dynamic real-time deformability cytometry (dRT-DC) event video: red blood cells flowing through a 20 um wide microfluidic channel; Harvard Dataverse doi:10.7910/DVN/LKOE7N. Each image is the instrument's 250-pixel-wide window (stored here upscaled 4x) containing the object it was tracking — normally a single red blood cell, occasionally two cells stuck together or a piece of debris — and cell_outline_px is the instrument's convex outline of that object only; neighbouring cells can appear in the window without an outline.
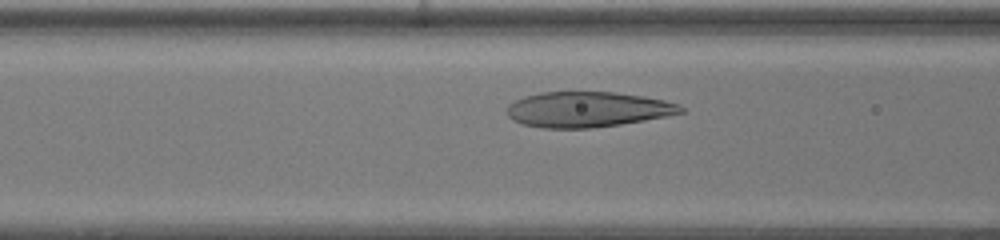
{"species": "human", "species_latin": "Homo sapiens", "temperature_condition": "warm", "stored_images_in_passage": 32, "camera_frame_rate_fps": 3000, "um_per_image_px": 0.085, "donor": {"sex": "female"}, "frame": {"image": 1, "passage_image": 11, "time_ms": 3.333, "image_size_px": [1000, 240], "cell_outline_px": [[684, 112], [668, 116], [620, 124], [592, 128], [544, 128], [524, 124], [512, 120], [508, 116], [508, 104], [524, 96], [540, 92], [612, 92], [644, 96], [664, 100], [680, 104], [684, 108]], "centroid_in_image_um": [49.96, 9.3], "position_along_channel_um": 116.6, "area_um2": 35.84}}
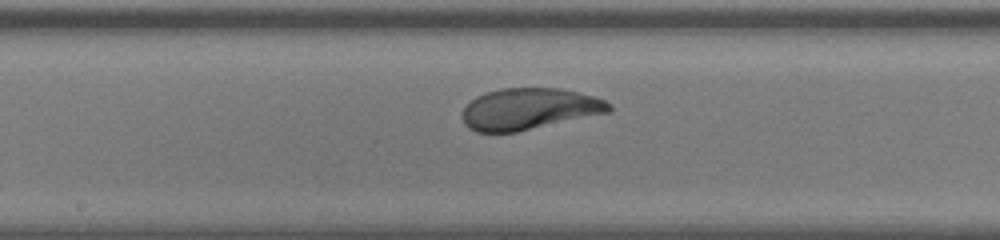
{"frame": {"image": 2, "passage_image": 17, "time_ms": 5.333, "image_size_px": [1000, 240], "cell_outline_px": [[612, 108], [608, 112], [516, 132], [476, 132], [468, 128], [464, 124], [460, 116], [464, 108], [476, 96], [500, 88], [560, 88], [592, 96], [604, 100], [612, 104]], "centroid_in_image_um": [44.93, 9.26], "position_along_channel_um": 203.3, "area_um2": 35.2}}
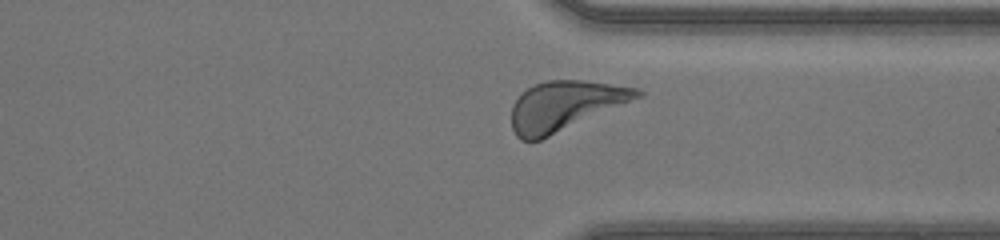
{"frame": {"image": 3, "passage_image": 28, "time_ms": 9.0, "image_size_px": [1000, 240], "cell_outline_px": [[644, 96], [540, 140], [520, 140], [516, 136], [512, 128], [512, 104], [532, 84], [544, 80], [580, 80], [640, 88], [644, 92]], "centroid_in_image_um": [48.04, 8.98], "position_along_channel_um": 363.4, "area_um2": 36.18}, "authors_computed_cell_mechanics": {"area_um2": 35.8649, "velocity_mm_per_s": 4.3613, "shape_relaxation_time_tau1_ms": 3.8929, "shape_relaxation_time_tau2_ms": 0.7413, "deformation_change_tau1": 0.2007, "deformation_change_tau2": 0.0521}}